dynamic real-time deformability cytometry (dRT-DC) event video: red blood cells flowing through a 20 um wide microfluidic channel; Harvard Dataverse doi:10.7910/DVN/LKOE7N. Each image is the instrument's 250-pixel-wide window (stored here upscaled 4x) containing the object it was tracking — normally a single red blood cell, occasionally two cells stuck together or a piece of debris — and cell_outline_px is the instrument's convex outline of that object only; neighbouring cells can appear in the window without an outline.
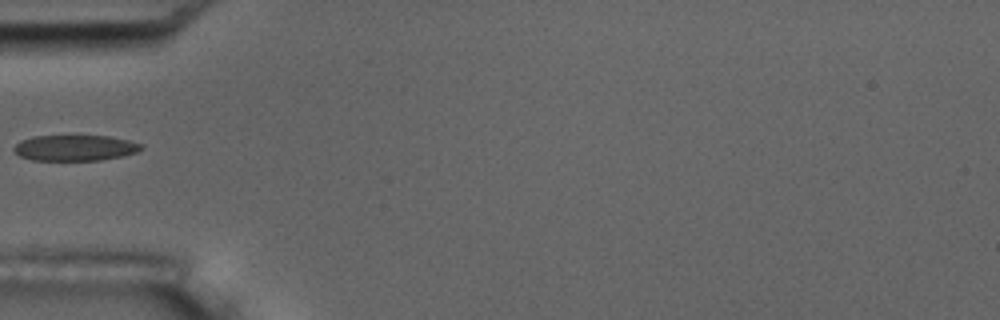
{"species": "common noctule bat (a hibernating species)", "species_latin": "Nyctalus noctula", "temperature_condition": "room temperature", "stored_images_in_passage": 1, "camera_frame_rate_fps": 3000, "um_per_image_px": 0.085, "animal": {"sex": "male", "body_mass_g": 17.5, "forearm_length_mm": 52.3}, "frame": {"image": 1, "passage_image": 1, "time_ms": 0.0, "image_size_px": [1000, 320], "cell_outline_px": [[144, 148], [136, 152], [124, 156], [100, 160], [32, 160], [20, 156], [12, 148], [20, 140], [32, 136], [108, 136], [128, 140], [144, 144]], "centroid_in_image_um": [6.39, 12.57], "position_along_channel_um": 78.6, "area_um2": 19.19}}